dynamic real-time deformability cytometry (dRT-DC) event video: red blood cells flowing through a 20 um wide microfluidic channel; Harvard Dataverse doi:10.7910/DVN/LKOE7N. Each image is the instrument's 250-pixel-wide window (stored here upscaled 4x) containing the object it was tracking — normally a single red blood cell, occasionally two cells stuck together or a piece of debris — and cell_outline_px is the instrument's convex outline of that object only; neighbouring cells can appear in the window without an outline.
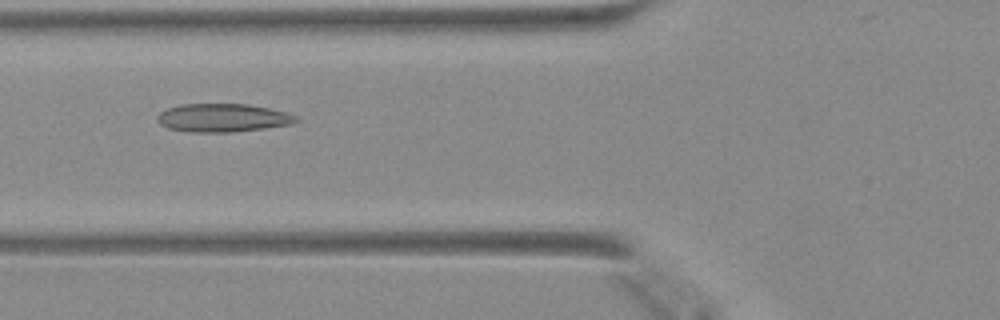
{"species": "Egyptian fruit bat (a non-hibernating species)", "species_latin": "Rousettus aegyptiacus", "temperature_condition": "warm", "stored_images_in_passage": 35, "camera_frame_rate_fps": 3000, "um_per_image_px": 0.085, "animal": {"sex": "female"}, "frame": {"image": 1, "passage_image": 6, "time_ms": 1.667, "image_size_px": [1000, 320], "cell_outline_px": [[300, 120], [292, 124], [264, 128], [232, 132], [188, 132], [168, 128], [160, 124], [156, 120], [156, 116], [160, 112], [168, 108], [180, 104], [248, 104], [268, 108], [284, 112], [296, 116]], "centroid_in_image_um": [18.9, 10.02], "position_along_channel_um": 106.9, "area_um2": 22.89}}
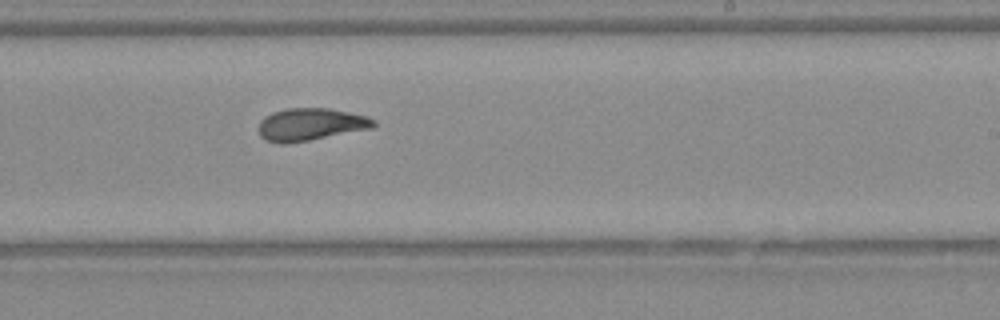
{"frame": {"image": 2, "passage_image": 17, "time_ms": 5.333, "image_size_px": [1000, 320], "cell_outline_px": [[376, 124], [372, 128], [308, 140], [284, 144], [276, 144], [264, 140], [260, 136], [260, 120], [272, 112], [288, 108], [328, 108], [368, 116], [376, 120]], "centroid_in_image_um": [26.39, 10.57], "position_along_channel_um": 262.6, "area_um2": 21.68}}
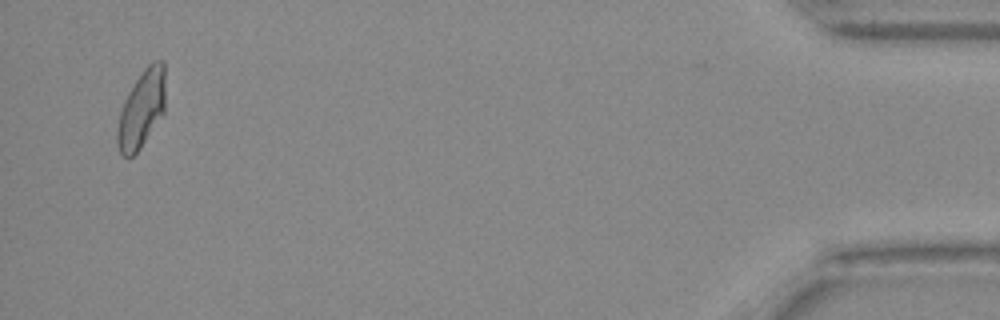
{"frame": {"image": 3, "passage_image": 34, "time_ms": 11.0, "image_size_px": [1000, 320], "cell_outline_px": [[164, 112], [140, 148], [132, 156], [124, 156], [120, 152], [116, 144], [116, 132], [120, 112], [124, 100], [128, 92], [144, 68], [152, 60], [164, 60]], "centroid_in_image_um": [12.02, 9.25], "position_along_channel_um": 423.2, "area_um2": 21.56}}